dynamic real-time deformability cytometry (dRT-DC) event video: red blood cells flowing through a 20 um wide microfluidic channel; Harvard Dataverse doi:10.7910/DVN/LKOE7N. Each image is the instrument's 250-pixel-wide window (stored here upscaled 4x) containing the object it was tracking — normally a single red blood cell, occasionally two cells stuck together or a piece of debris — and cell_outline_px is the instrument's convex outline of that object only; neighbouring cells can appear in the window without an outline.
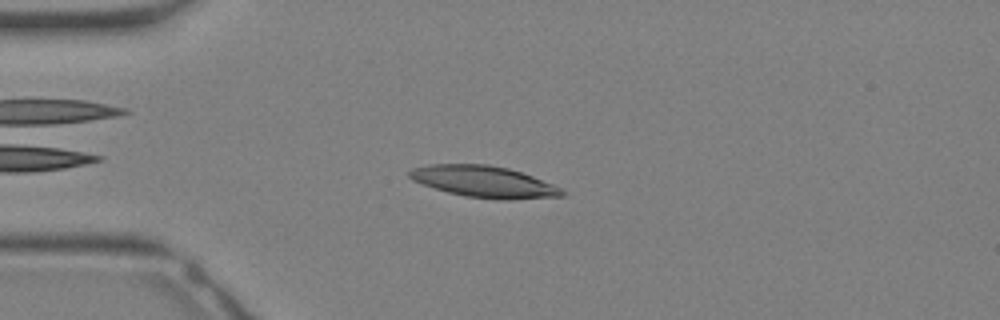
{"species": "Egyptian fruit bat (a non-hibernating species)", "species_latin": "Rousettus aegyptiacus", "temperature_condition": "warm", "stored_images_in_passage": 27, "camera_frame_rate_fps": 3000, "um_per_image_px": 0.085, "animal": {"sex": "female"}, "frame": {"image": 1, "passage_image": 5, "time_ms": 1.333, "image_size_px": [1000, 320], "cell_outline_px": [[568, 192], [564, 196], [504, 200], [464, 196], [448, 192], [412, 180], [408, 176], [408, 172], [412, 168], [428, 164], [488, 164], [508, 168], [532, 176], [552, 184]], "centroid_in_image_um": [41.14, 15.44], "position_along_channel_um": 43.9, "area_um2": 27.86}}
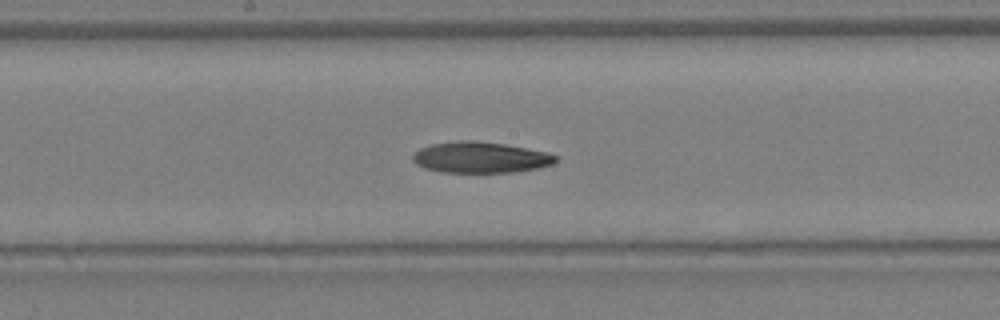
{"frame": {"image": 2, "passage_image": 14, "time_ms": 4.333, "image_size_px": [1000, 320], "cell_outline_px": [[560, 156], [552, 164], [536, 168], [512, 172], [440, 172], [424, 168], [416, 164], [412, 160], [412, 156], [420, 148], [432, 144], [460, 140], [472, 140], [504, 144], [528, 148], [548, 152]], "centroid_in_image_um": [40.84, 13.37], "position_along_channel_um": 207.4, "area_um2": 25.84}}
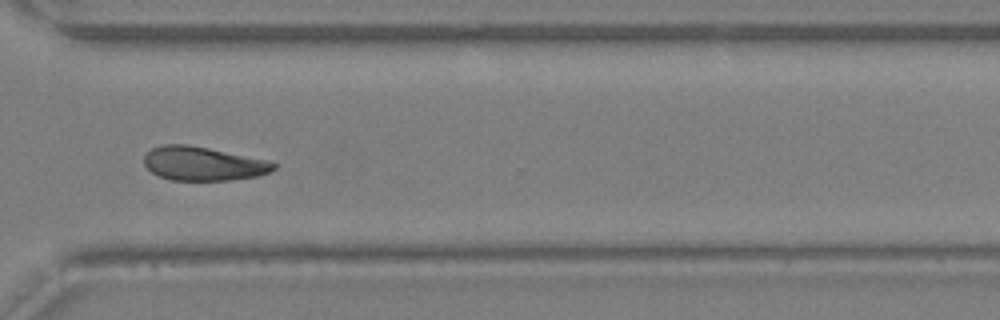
{"frame": {"image": 3, "passage_image": 21, "time_ms": 6.667, "image_size_px": [1000, 320], "cell_outline_px": [[276, 168], [268, 172], [256, 176], [228, 180], [172, 180], [160, 176], [152, 172], [144, 164], [144, 156], [152, 148], [164, 144], [188, 144], [208, 148], [264, 160], [276, 164]], "centroid_in_image_um": [17.21, 13.91], "position_along_channel_um": 353.4, "area_um2": 25.09}}